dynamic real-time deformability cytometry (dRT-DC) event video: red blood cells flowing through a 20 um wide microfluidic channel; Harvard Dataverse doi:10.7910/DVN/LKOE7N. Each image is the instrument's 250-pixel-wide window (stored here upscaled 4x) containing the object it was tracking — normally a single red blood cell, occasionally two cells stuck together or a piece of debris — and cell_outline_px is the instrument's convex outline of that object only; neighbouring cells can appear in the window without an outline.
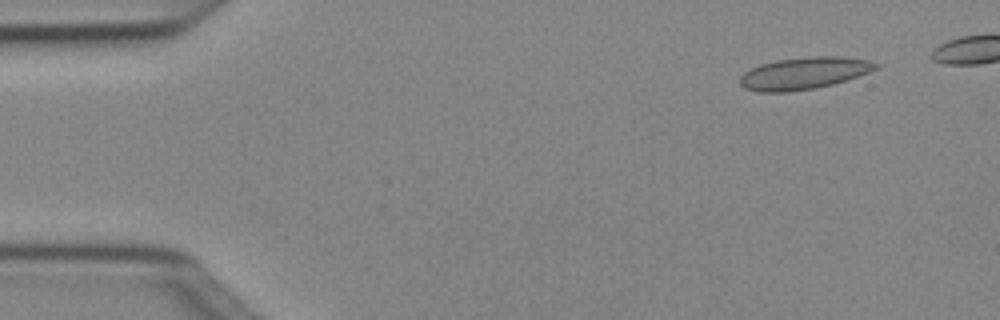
{"species": "Egyptian fruit bat (a non-hibernating species)", "species_latin": "Rousettus aegyptiacus", "temperature_condition": "cold", "stored_images_in_passage": 5, "camera_frame_rate_fps": 3000, "um_per_image_px": 0.085, "animal": {"sex": "female"}, "frame": {"image": 1, "passage_image": 1, "time_ms": 0.0, "image_size_px": [1000, 320], "cell_outline_px": [[880, 68], [832, 84], [812, 88], [788, 92], [756, 92], [744, 88], [740, 84], [740, 76], [744, 72], [760, 64], [776, 60], [816, 56], [836, 56], [868, 60], [880, 64]], "centroid_in_image_um": [68.31, 6.22], "position_along_channel_um": 16.7, "area_um2": 25.14}}